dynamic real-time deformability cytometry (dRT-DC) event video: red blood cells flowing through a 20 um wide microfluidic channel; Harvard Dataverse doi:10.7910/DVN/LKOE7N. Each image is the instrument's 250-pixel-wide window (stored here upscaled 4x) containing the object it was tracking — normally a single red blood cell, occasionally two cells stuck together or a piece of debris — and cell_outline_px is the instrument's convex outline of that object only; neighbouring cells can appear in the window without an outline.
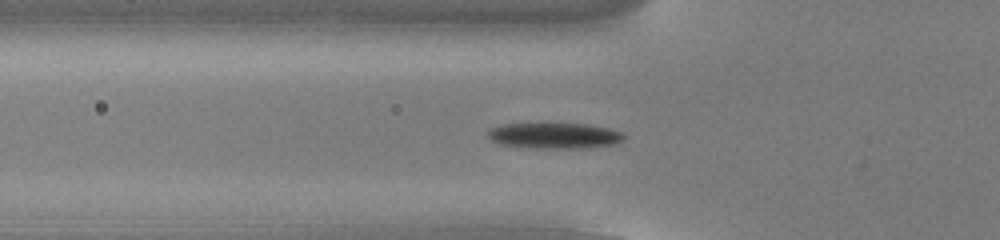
{"species": "common noctule bat (a hibernating species)", "species_latin": "Nyctalus noctula", "temperature_condition": "cold", "stored_images_in_passage": 54, "camera_frame_rate_fps": 3000, "um_per_image_px": 0.085, "animal": {"sex": "male", "body_mass_g": 13.0, "forearm_length_mm": 53.1}, "frame": {"image": 1, "passage_image": 19, "time_ms": 6.0, "image_size_px": [1000, 240], "cell_outline_px": [[624, 140], [616, 144], [580, 148], [532, 148], [500, 144], [492, 140], [488, 136], [488, 128], [504, 124], [540, 120], [544, 120], [588, 124], [608, 128], [624, 132]], "centroid_in_image_um": [47.1, 11.47], "position_along_channel_um": 78.7, "area_um2": 21.68}}
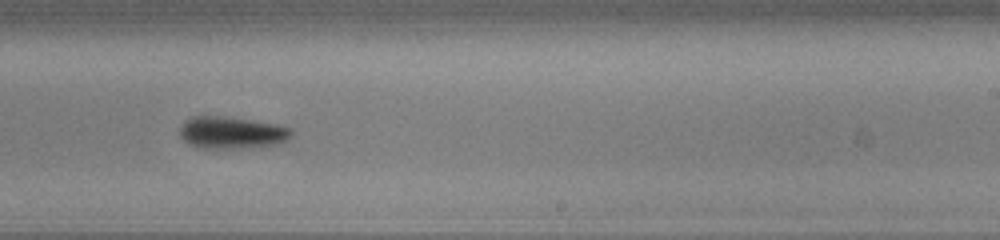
{"frame": {"image": 2, "passage_image": 34, "time_ms": 11.0, "image_size_px": [1000, 240], "cell_outline_px": [[292, 136], [288, 140], [280, 144], [240, 148], [204, 148], [188, 144], [180, 136], [180, 128], [184, 120], [192, 116], [224, 116], [252, 120], [276, 124], [292, 128]], "centroid_in_image_um": [19.71, 11.27], "position_along_channel_um": 269.3, "area_um2": 21.04}}
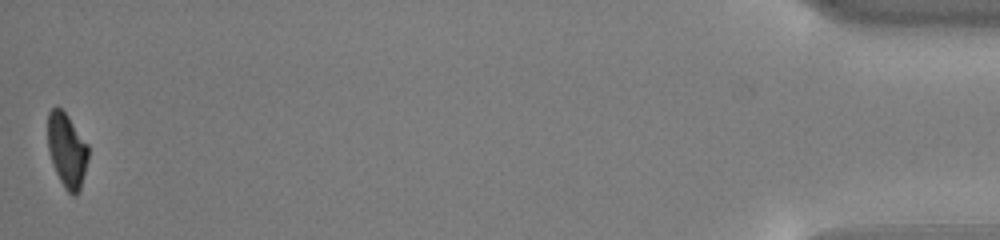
{"frame": {"image": 3, "passage_image": 54, "time_ms": 17.667, "image_size_px": [1000, 240], "cell_outline_px": [[88, 160], [80, 188], [76, 196], [72, 196], [64, 188], [52, 164], [48, 152], [48, 112], [56, 104], [68, 116], [88, 144]], "centroid_in_image_um": [5.68, 12.77], "position_along_channel_um": 429.5, "area_um2": 17.63}, "authors_computed_cell_mechanics": {"area_um2": 19.9121, "velocity_mm_per_s": 3.8168, "shape_relaxation_time_tau1_ms": 1.9321, "shape_relaxation_time_tau2_ms": null, "deformation_change_tau1": 0.1072, "deformation_change_tau2": null}}